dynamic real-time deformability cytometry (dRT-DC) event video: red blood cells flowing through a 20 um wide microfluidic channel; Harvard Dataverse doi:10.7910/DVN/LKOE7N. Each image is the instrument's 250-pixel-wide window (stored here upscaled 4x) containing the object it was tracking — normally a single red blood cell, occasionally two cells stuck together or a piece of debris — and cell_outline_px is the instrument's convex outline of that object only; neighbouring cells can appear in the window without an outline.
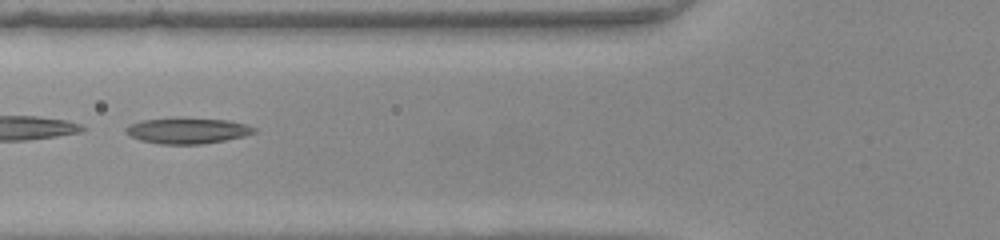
{"species": "common noctule bat (a hibernating species)", "species_latin": "Nyctalus noctula", "temperature_condition": "warm", "stored_images_in_passage": 36, "camera_frame_rate_fps": 3000, "um_per_image_px": 0.085, "animal": {"sex": "female", "body_mass_g": 22.0, "forearm_length_mm": 56.7}, "frame": {"image": 1, "passage_image": 6, "time_ms": 1.667, "image_size_px": [1000, 240], "cell_outline_px": [[256, 132], [244, 136], [224, 140], [200, 144], [160, 144], [140, 140], [132, 136], [124, 128], [128, 124], [144, 120], [228, 120], [244, 124], [256, 128]], "centroid_in_image_um": [15.94, 11.14], "position_along_channel_um": 109.9, "area_um2": 18.32}}
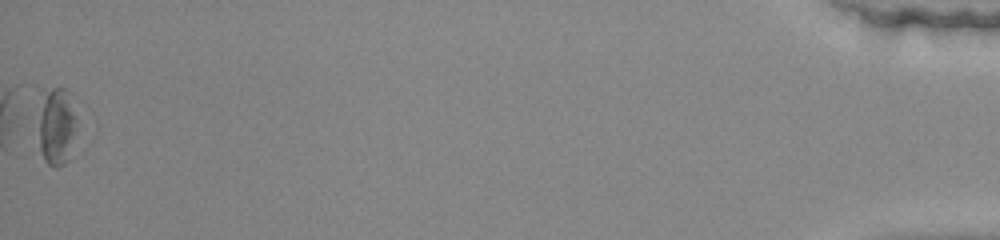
{"frame": {"image": 2, "passage_image": 36, "time_ms": 11.667, "image_size_px": [1000, 240], "cell_outline_px": [[76, 120], [68, 160], [64, 164], [56, 168], [48, 164], [44, 160], [40, 148], [40, 116], [44, 92], [52, 88], [68, 88]], "centroid_in_image_um": [4.82, 10.74], "position_along_channel_um": 430.4, "area_um2": 16.7}, "authors_computed_cell_mechanics": {"area_um2": 18.5827, "velocity_mm_per_s": 4.1967, "shape_relaxation_time_tau1_ms": 9.1623, "shape_relaxation_time_tau2_ms": 4.8293, "deformation_change_tau1": 0.2222, "deformation_change_tau2": 0.1468}}